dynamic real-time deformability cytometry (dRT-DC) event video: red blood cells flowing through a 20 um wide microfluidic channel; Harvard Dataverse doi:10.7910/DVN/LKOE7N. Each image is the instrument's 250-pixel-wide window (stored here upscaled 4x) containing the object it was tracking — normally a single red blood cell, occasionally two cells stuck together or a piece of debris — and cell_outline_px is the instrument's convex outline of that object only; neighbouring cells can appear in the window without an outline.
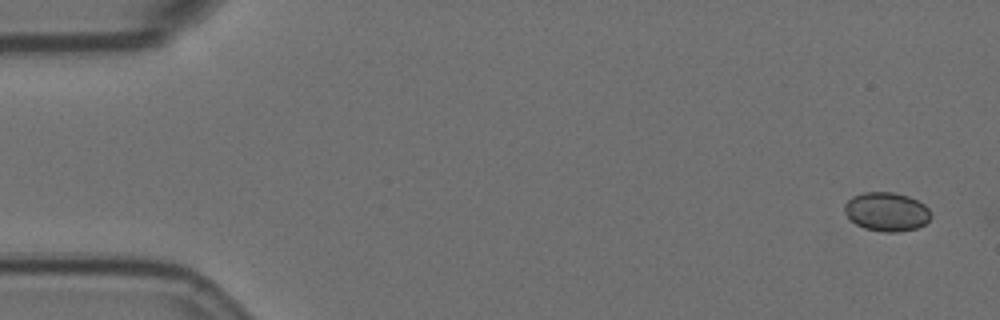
{"species": "Egyptian fruit bat (a non-hibernating species)", "species_latin": "Rousettus aegyptiacus", "temperature_condition": "room temperature", "stored_images_in_passage": 5, "camera_frame_rate_fps": 3000, "um_per_image_px": 0.085, "animal": {"sex": "female"}, "frame": {"image": 1, "passage_image": 1, "time_ms": 0.0, "image_size_px": [1000, 320], "cell_outline_px": [[932, 216], [924, 224], [916, 228], [896, 232], [884, 232], [864, 228], [856, 224], [844, 212], [844, 204], [852, 196], [864, 192], [892, 192], [908, 196], [924, 204], [928, 208]], "centroid_in_image_um": [75.35, 17.99], "position_along_channel_um": 9.6, "area_um2": 19.48}}
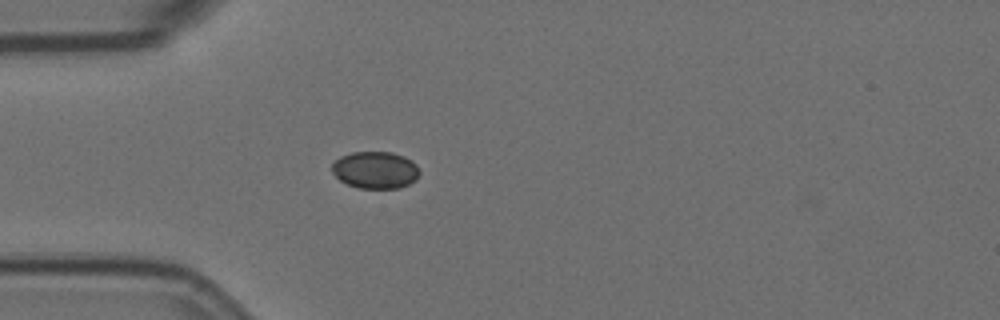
{"frame": {"image": 2, "passage_image": 5, "time_ms": 1.333, "image_size_px": [1000, 320], "cell_outline_px": [[420, 172], [416, 180], [400, 188], [360, 188], [348, 184], [340, 180], [332, 172], [332, 164], [340, 156], [352, 152], [392, 152], [404, 156], [412, 160], [416, 164]], "centroid_in_image_um": [31.92, 14.44], "position_along_channel_um": 53.1, "area_um2": 18.96}}